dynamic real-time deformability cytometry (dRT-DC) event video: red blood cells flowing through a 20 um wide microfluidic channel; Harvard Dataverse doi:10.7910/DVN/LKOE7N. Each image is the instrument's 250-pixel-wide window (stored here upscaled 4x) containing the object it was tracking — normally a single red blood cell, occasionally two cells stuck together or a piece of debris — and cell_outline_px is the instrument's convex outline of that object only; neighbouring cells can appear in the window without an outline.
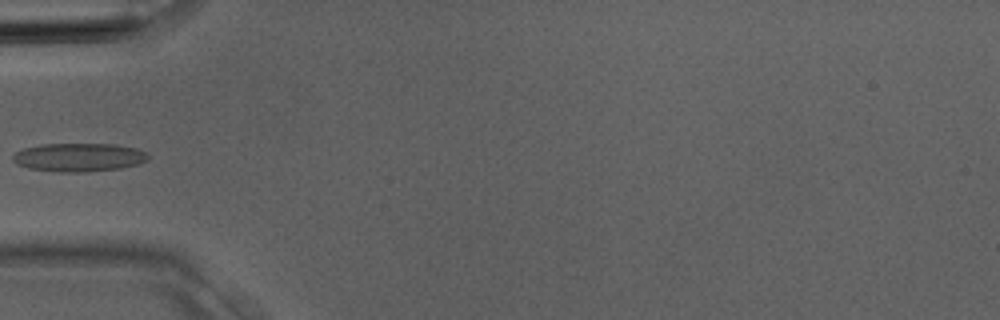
{"species": "Egyptian fruit bat (a non-hibernating species)", "species_latin": "Rousettus aegyptiacus", "temperature_condition": "room temperature", "stored_images_in_passage": 4, "camera_frame_rate_fps": 3000, "um_per_image_px": 0.085, "animal": {"sex": "male"}, "frame": {"image": 1, "passage_image": 4, "time_ms": 1.0, "image_size_px": [1000, 320], "cell_outline_px": [[148, 160], [136, 164], [120, 168], [84, 172], [60, 172], [28, 168], [16, 164], [12, 160], [12, 156], [16, 152], [24, 148], [40, 144], [112, 144], [136, 148], [144, 152], [148, 156]], "centroid_in_image_um": [6.65, 13.37], "position_along_channel_um": 78.3, "area_um2": 22.31}}